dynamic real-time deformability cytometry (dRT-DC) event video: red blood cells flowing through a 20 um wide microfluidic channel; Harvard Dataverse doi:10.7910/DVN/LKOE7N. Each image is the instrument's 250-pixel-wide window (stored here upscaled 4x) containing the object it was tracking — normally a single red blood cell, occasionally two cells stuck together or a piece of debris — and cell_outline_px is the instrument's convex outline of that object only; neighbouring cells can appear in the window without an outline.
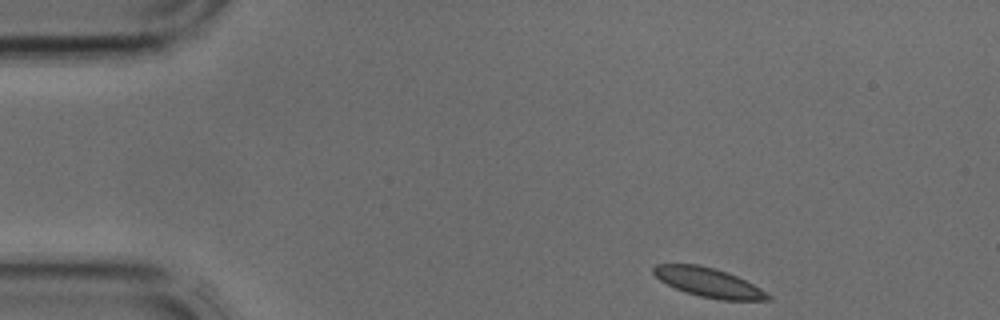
{"species": "common noctule bat (a hibernating species)", "species_latin": "Nyctalus noctula", "temperature_condition": "cold", "stored_images_in_passage": 37, "camera_frame_rate_fps": 3000, "um_per_image_px": 0.085, "animal": {"sex": "male", "body_mass_g": 17.9, "forearm_length_mm": 54.2}, "frame": {"image": 1, "passage_image": 1, "time_ms": 0.0, "image_size_px": [1000, 320], "cell_outline_px": [[772, 300], [720, 300], [700, 296], [684, 292], [660, 280], [652, 272], [652, 268], [656, 264], [696, 264], [712, 268], [736, 276], [760, 288], [772, 296]], "centroid_in_image_um": [60.22, 24.02], "position_along_channel_um": 24.8, "area_um2": 19.19}}
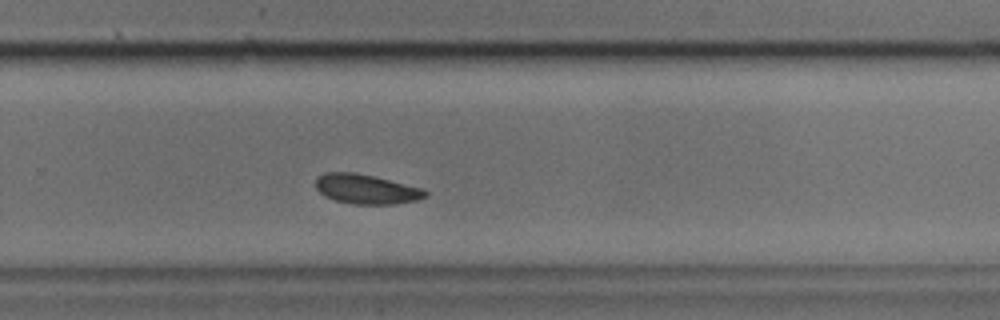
{"frame": {"image": 2, "passage_image": 23, "time_ms": 7.333, "image_size_px": [1000, 320], "cell_outline_px": [[428, 196], [416, 200], [396, 204], [352, 204], [332, 200], [324, 196], [316, 188], [316, 176], [324, 172], [352, 172], [372, 176], [424, 188], [428, 192]], "centroid_in_image_um": [31.12, 16.08], "position_along_channel_um": 298.7, "area_um2": 19.07}}
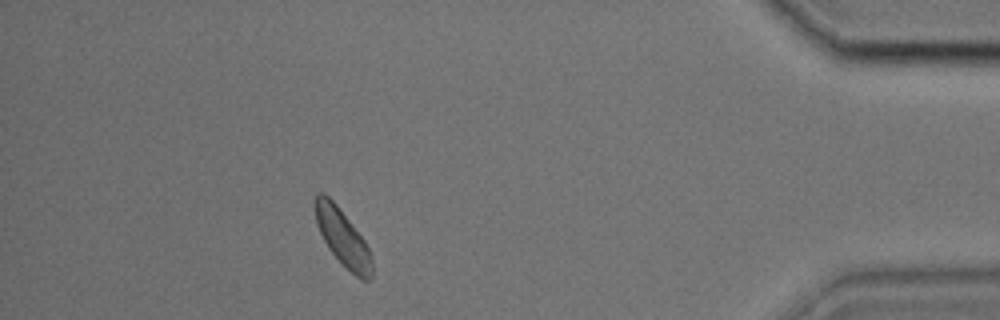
{"frame": {"image": 3, "passage_image": 33, "time_ms": 10.667, "image_size_px": [1000, 320], "cell_outline_px": [[372, 276], [368, 280], [360, 280], [328, 248], [316, 224], [312, 204], [312, 200], [316, 192], [324, 192], [336, 204], [364, 240], [368, 248], [372, 260]], "centroid_in_image_um": [29.07, 20.12], "position_along_channel_um": 406.1, "area_um2": 18.67}}